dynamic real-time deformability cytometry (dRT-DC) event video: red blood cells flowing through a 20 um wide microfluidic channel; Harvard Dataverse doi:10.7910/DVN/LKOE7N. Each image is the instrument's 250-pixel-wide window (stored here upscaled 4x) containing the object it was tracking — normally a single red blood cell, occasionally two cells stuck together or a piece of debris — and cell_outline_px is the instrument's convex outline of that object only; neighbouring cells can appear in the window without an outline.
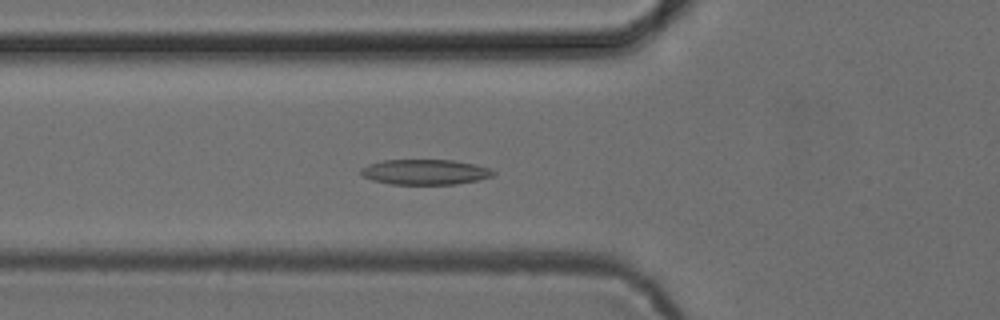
{"species": "common noctule bat (a hibernating species)", "species_latin": "Nyctalus noctula", "temperature_condition": "cold", "stored_images_in_passage": 53, "segment_of_instrument_passage": [1, 2], "camera_frame_rate_fps": 3000, "um_per_image_px": 0.085, "animal": {"sex": "female", "body_mass_g": 24.6, "forearm_length_mm": 56.2}, "frame": {"image": 1, "passage_image": 18, "time_ms": 5.667, "image_size_px": [1000, 320], "cell_outline_px": [[496, 172], [492, 176], [476, 180], [456, 184], [392, 184], [372, 180], [364, 176], [360, 172], [360, 168], [368, 164], [384, 160], [452, 160], [472, 164], [488, 168]], "centroid_in_image_um": [36.09, 14.62], "position_along_channel_um": 89.7, "area_um2": 19.25}}
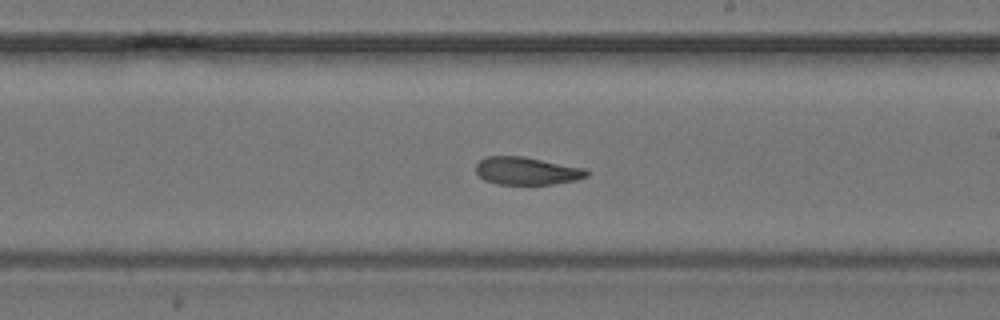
{"frame": {"image": 2, "passage_image": 30, "time_ms": 9.667, "image_size_px": [1000, 320], "cell_outline_px": [[588, 176], [576, 180], [552, 184], [496, 184], [484, 180], [476, 172], [476, 164], [484, 156], [524, 156], [584, 168], [588, 172]], "centroid_in_image_um": [44.75, 14.52], "position_along_channel_um": 244.3, "area_um2": 17.92}}
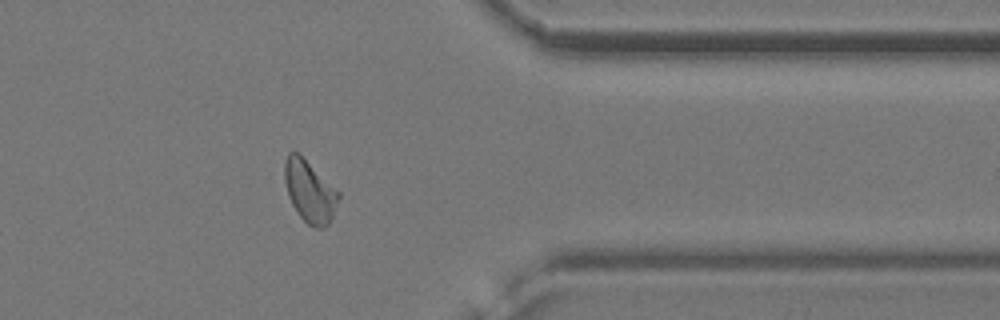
{"frame": {"image": 3, "passage_image": 42, "time_ms": 13.667, "image_size_px": [1000, 320], "cell_outline_px": [[340, 196], [332, 216], [328, 224], [324, 228], [316, 228], [308, 224], [300, 216], [292, 204], [288, 196], [284, 180], [284, 160], [288, 152], [300, 152], [340, 192]], "centroid_in_image_um": [26.31, 16.21], "position_along_channel_um": 385.1, "area_um2": 19.71}}